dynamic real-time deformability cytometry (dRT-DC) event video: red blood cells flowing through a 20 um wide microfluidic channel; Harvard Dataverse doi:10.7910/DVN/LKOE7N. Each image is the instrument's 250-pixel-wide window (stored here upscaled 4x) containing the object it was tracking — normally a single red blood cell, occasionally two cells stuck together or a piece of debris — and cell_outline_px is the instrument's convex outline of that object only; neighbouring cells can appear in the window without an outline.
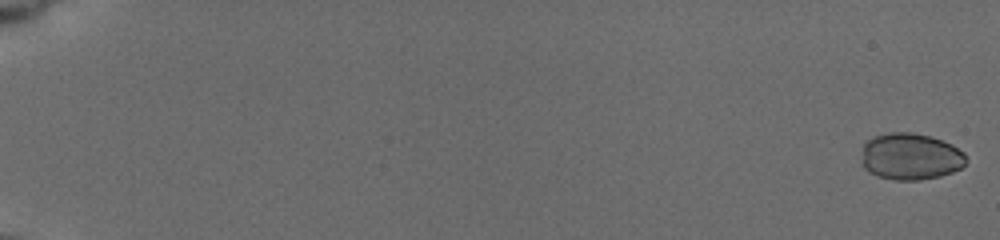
{"species": "common noctule bat (a hibernating species)", "species_latin": "Nyctalus noctula", "temperature_condition": "cold", "stored_images_in_passage": 30, "camera_frame_rate_fps": 3000, "um_per_image_px": 0.085, "animal": {"sex": "female", "body_mass_g": 19.5, "forearm_length_mm": 54.1}, "frame": {"image": 1, "passage_image": 1, "time_ms": 0.0, "image_size_px": [1000, 240], "cell_outline_px": [[964, 164], [960, 168], [952, 172], [940, 176], [920, 180], [896, 180], [876, 176], [868, 172], [864, 168], [860, 160], [864, 144], [872, 136], [888, 132], [912, 132], [928, 136], [952, 144], [964, 152]], "centroid_in_image_um": [77.34, 13.3], "position_along_channel_um": 7.7, "area_um2": 28.61}}
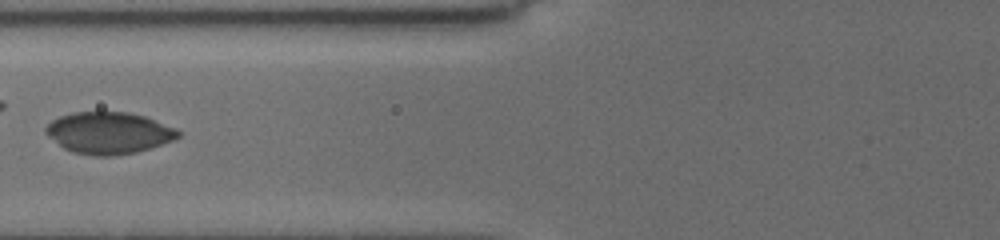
{"frame": {"image": 2, "passage_image": 17, "time_ms": 8.333, "image_size_px": [1000, 240], "cell_outline_px": [[180, 136], [172, 140], [136, 152], [112, 156], [92, 156], [72, 152], [64, 148], [48, 136], [44, 132], [44, 128], [52, 120], [60, 116], [72, 112], [128, 112], [144, 116], [176, 128], [180, 132]], "centroid_in_image_um": [9.21, 11.29], "position_along_channel_um": 116.6, "area_um2": 32.08}}
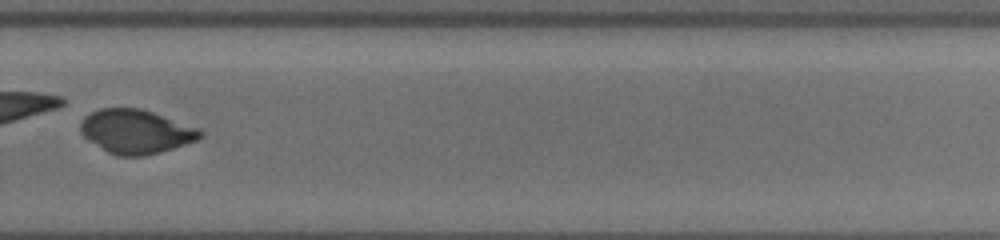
{"frame": {"image": 3, "passage_image": 29, "time_ms": 13.667, "image_size_px": [1000, 240], "cell_outline_px": [[204, 132], [196, 140], [160, 152], [144, 156], [116, 156], [108, 152], [88, 140], [80, 132], [80, 124], [84, 116], [100, 108], [140, 108], [200, 128]], "centroid_in_image_um": [11.53, 11.18], "position_along_channel_um": 318.3, "area_um2": 30.52}}